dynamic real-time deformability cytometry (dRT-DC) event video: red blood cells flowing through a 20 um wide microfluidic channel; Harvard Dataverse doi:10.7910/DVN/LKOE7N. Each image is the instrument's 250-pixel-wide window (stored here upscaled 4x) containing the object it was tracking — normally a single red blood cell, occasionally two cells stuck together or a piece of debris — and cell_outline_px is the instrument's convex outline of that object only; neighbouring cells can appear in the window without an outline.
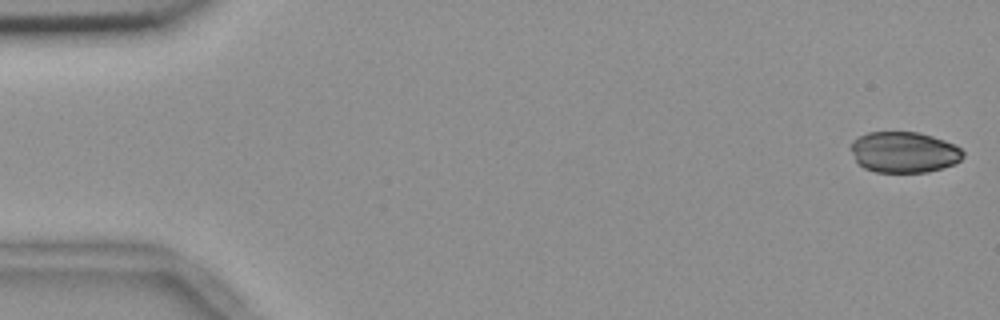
{"species": "common noctule bat (a hibernating species)", "species_latin": "Nyctalus noctula", "temperature_condition": "room temperature", "stored_images_in_passage": 3, "camera_frame_rate_fps": 3000, "um_per_image_px": 0.085, "animal": {"sex": "female", "body_mass_g": 18.4}, "frame": {"image": 1, "passage_image": 3, "time_ms": 0.667, "image_size_px": [1000, 320], "cell_outline_px": [[964, 156], [960, 160], [952, 164], [928, 172], [876, 172], [864, 168], [856, 160], [848, 148], [852, 140], [868, 132], [920, 132], [944, 140], [960, 148], [964, 152]], "centroid_in_image_um": [76.8, 12.93], "position_along_channel_um": 8.2, "area_um2": 26.76}}